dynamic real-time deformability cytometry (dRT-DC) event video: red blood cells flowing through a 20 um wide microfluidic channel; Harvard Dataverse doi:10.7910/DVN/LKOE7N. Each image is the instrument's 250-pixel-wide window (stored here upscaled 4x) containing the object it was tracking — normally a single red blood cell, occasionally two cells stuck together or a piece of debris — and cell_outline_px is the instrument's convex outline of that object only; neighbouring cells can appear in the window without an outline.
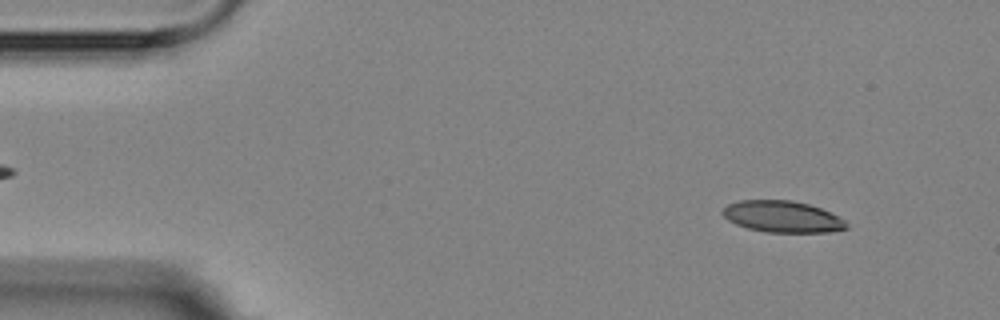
{"species": "Egyptian fruit bat (a non-hibernating species)", "species_latin": "Rousettus aegyptiacus", "temperature_condition": "room temperature", "stored_images_in_passage": 4, "camera_frame_rate_fps": 3000, "um_per_image_px": 0.085, "animal": {"sex": "female"}, "frame": {"image": 1, "passage_image": 1, "time_ms": 0.0, "image_size_px": [1000, 320], "cell_outline_px": [[848, 228], [828, 232], [764, 232], [748, 228], [736, 224], [728, 220], [720, 212], [728, 204], [740, 200], [792, 200], [808, 204], [820, 208], [844, 220], [848, 224]], "centroid_in_image_um": [66.47, 18.41], "position_along_channel_um": 18.5, "area_um2": 22.6}}
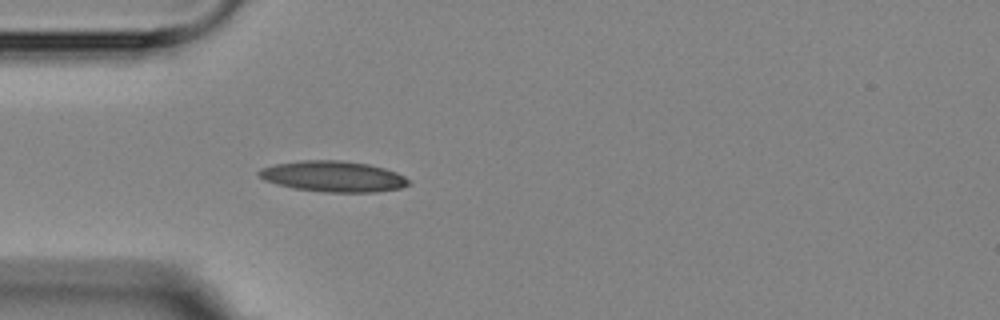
{"frame": {"image": 2, "passage_image": 4, "time_ms": 3.333, "image_size_px": [1000, 320], "cell_outline_px": [[412, 184], [400, 188], [376, 192], [324, 192], [296, 188], [276, 184], [264, 180], [256, 172], [260, 168], [276, 164], [300, 160], [340, 160], [368, 164], [384, 168], [396, 172], [404, 176]], "centroid_in_image_um": [28.32, 14.99], "position_along_channel_um": 56.7, "area_um2": 26.88}}